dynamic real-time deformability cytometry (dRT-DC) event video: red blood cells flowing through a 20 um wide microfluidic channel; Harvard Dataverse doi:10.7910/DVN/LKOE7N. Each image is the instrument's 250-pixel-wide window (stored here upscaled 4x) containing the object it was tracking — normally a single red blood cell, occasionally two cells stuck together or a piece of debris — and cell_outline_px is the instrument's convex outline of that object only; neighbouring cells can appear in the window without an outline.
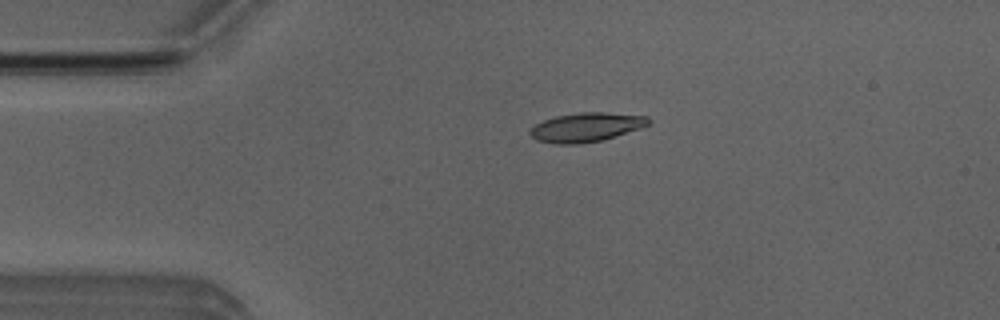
{"species": "Egyptian fruit bat (a non-hibernating species)", "species_latin": "Rousettus aegyptiacus", "temperature_condition": "room temperature", "stored_images_in_passage": 41, "camera_frame_rate_fps": 3000, "um_per_image_px": 0.085, "animal": {"sex": "male"}, "frame": {"image": 1, "passage_image": 1, "time_ms": 0.0, "image_size_px": [1000, 320], "cell_outline_px": [[652, 120], [648, 124], [640, 128], [600, 140], [576, 144], [556, 144], [536, 140], [528, 132], [536, 124], [544, 120], [556, 116], [580, 112], [608, 112], [648, 116]], "centroid_in_image_um": [49.83, 10.8], "position_along_channel_um": 35.2, "area_um2": 19.88}}
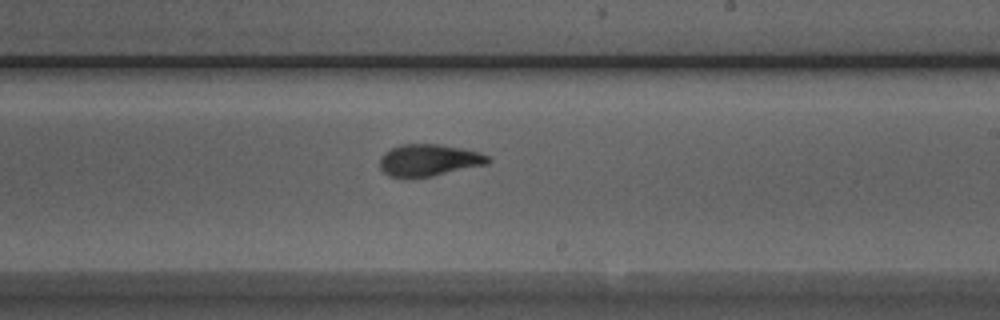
{"frame": {"image": 2, "passage_image": 20, "time_ms": 6.333, "image_size_px": [1000, 320], "cell_outline_px": [[492, 160], [488, 164], [432, 176], [388, 176], [380, 168], [380, 156], [384, 152], [400, 144], [440, 144], [464, 148], [480, 152], [488, 156]], "centroid_in_image_um": [36.49, 13.59], "position_along_channel_um": 252.5, "area_um2": 20.06}}
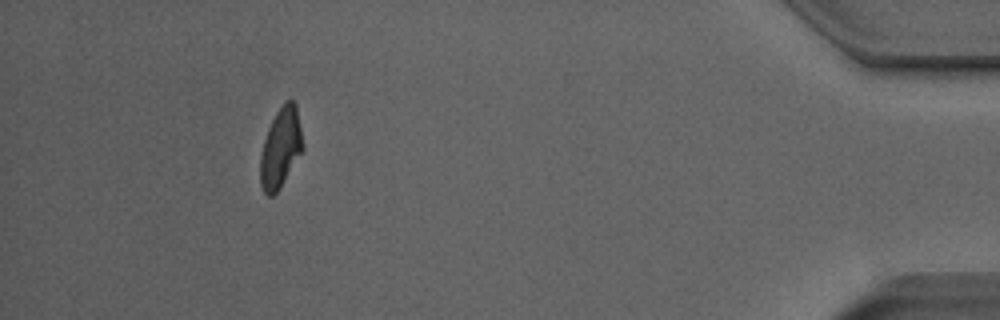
{"frame": {"image": 3, "passage_image": 37, "time_ms": 12.0, "image_size_px": [1000, 320], "cell_outline_px": [[304, 148], [280, 188], [272, 196], [268, 196], [264, 192], [260, 184], [260, 156], [264, 140], [268, 128], [276, 112], [284, 100], [292, 100], [296, 104], [304, 144]], "centroid_in_image_um": [23.86, 12.55], "position_along_channel_um": 411.3, "area_um2": 19.83}, "authors_computed_cell_mechanics": {"area_um2": 20.1144, "velocity_mm_per_s": 3.9788, "shape_relaxation_time_tau1_ms": 5.6629, "shape_relaxation_time_tau2_ms": 1.5316, "deformation_change_tau1": 0.178, "deformation_change_tau2": 0.072}}